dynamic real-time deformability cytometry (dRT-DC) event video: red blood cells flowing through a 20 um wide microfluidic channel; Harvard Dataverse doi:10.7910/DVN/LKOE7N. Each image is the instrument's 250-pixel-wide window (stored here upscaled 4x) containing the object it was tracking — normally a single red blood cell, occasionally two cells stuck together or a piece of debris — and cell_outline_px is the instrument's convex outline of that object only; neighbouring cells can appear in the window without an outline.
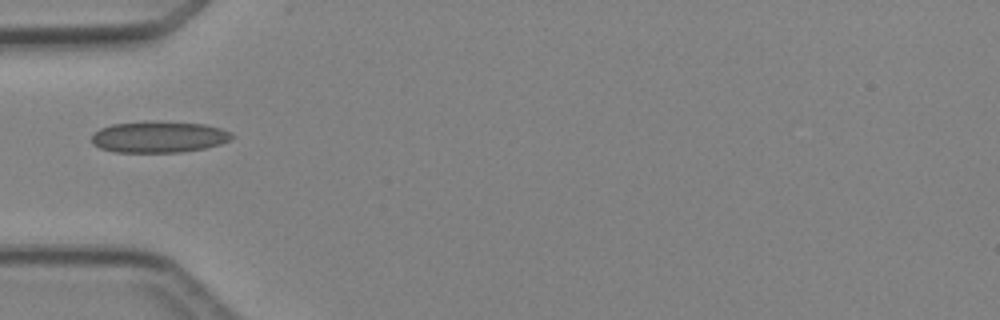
{"species": "Egyptian fruit bat (a non-hibernating species)", "species_latin": "Rousettus aegyptiacus", "temperature_condition": "cold", "stored_images_in_passage": 1, "camera_frame_rate_fps": 3000, "um_per_image_px": 0.085, "animal": {"sex": "female"}, "frame": {"image": 1, "passage_image": 1, "time_ms": 0.0, "image_size_px": [1000, 320], "cell_outline_px": [[236, 136], [220, 144], [204, 148], [180, 152], [116, 152], [100, 148], [92, 144], [92, 132], [100, 128], [112, 124], [156, 120], [204, 124], [220, 128], [232, 132]], "centroid_in_image_um": [13.49, 11.62], "position_along_channel_um": 71.5, "area_um2": 25.89}}